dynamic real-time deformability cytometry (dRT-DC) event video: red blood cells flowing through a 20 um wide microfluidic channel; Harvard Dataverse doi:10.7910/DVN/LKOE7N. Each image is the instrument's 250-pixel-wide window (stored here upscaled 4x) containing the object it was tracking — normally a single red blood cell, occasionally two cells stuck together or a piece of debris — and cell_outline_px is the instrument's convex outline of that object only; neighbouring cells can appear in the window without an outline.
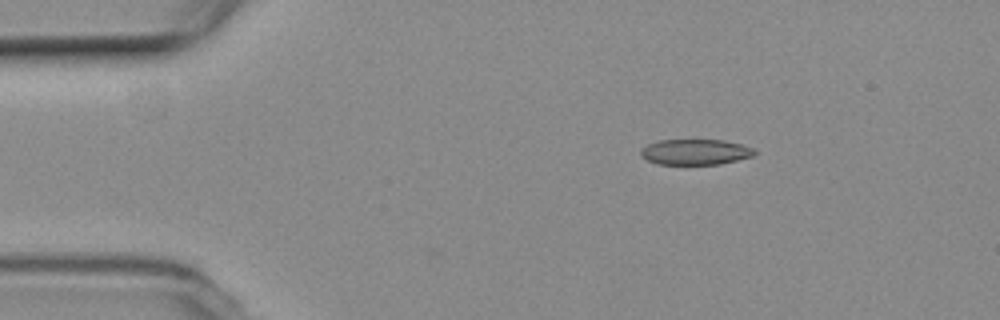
{"species": "common noctule bat (a hibernating species)", "species_latin": "Nyctalus noctula", "temperature_condition": "room temperature", "stored_images_in_passage": 7, "camera_frame_rate_fps": 3000, "um_per_image_px": 0.085, "animal": {"sex": "female", "body_mass_g": 19.3, "forearm_length_mm": 54.1}, "frame": {"image": 1, "passage_image": 1, "time_ms": 0.0, "image_size_px": [1000, 320], "cell_outline_px": [[756, 152], [752, 156], [720, 164], [656, 164], [648, 160], [640, 152], [640, 148], [648, 144], [660, 140], [724, 140], [756, 148]], "centroid_in_image_um": [59.12, 12.91], "position_along_channel_um": 25.9, "area_um2": 16.88}}